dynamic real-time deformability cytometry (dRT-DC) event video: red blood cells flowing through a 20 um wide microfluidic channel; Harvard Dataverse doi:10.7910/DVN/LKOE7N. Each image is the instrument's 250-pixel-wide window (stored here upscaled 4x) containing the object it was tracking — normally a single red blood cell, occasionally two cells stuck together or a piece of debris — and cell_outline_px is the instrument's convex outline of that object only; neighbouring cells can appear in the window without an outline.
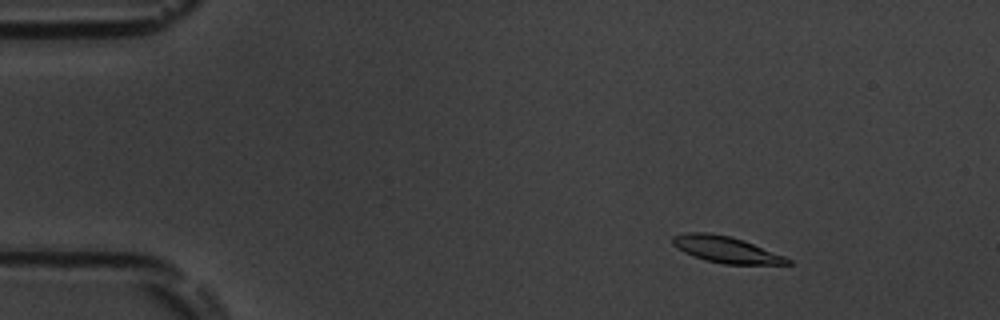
{"species": "common noctule bat (a hibernating species)", "species_latin": "Nyctalus noctula", "temperature_condition": "room temperature", "stored_images_in_passage": 54, "camera_frame_rate_fps": 3000, "um_per_image_px": 0.085, "animal": {"sex": "male", "body_mass_g": 19.5, "forearm_length_mm": 54.6}, "frame": {"image": 1, "passage_image": 7, "time_ms": 2.0, "image_size_px": [1000, 320], "cell_outline_px": [[792, 264], [724, 264], [704, 260], [692, 256], [676, 248], [672, 244], [672, 236], [688, 232], [708, 232], [728, 236], [744, 240], [784, 256], [792, 260]], "centroid_in_image_um": [61.68, 21.21], "position_along_channel_um": 23.3, "area_um2": 17.69}}
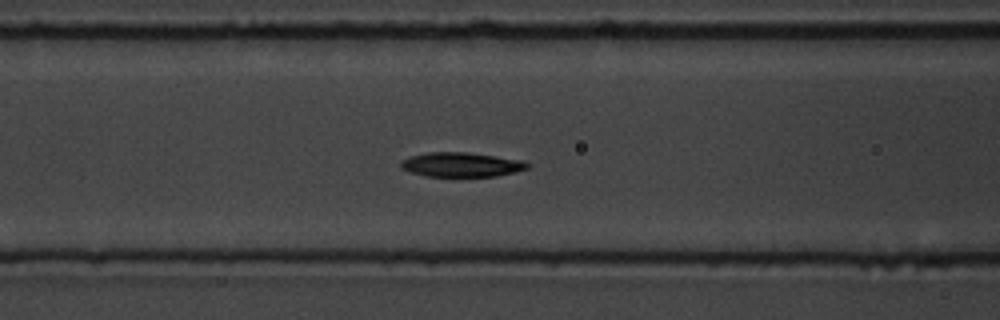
{"frame": {"image": 2, "passage_image": 22, "time_ms": 7.0, "image_size_px": [1000, 320], "cell_outline_px": [[528, 168], [496, 176], [428, 176], [412, 172], [400, 168], [400, 164], [408, 156], [428, 152], [468, 152], [524, 160], [528, 164]], "centroid_in_image_um": [39.2, 13.98], "position_along_channel_um": 127.4, "area_um2": 17.86}}
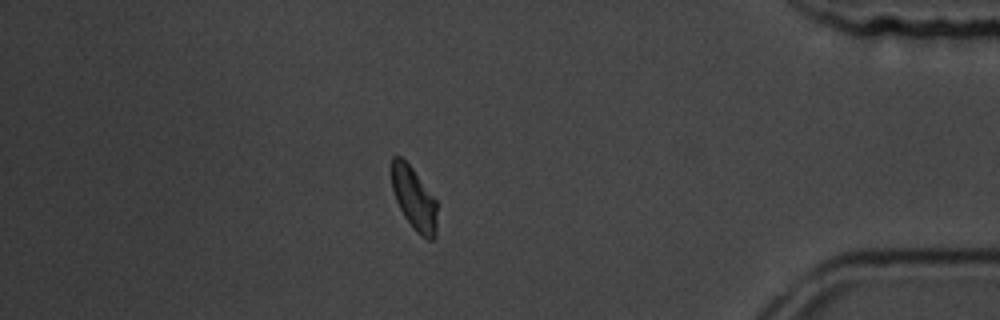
{"frame": {"image": 3, "passage_image": 47, "time_ms": 15.333, "image_size_px": [1000, 320], "cell_outline_px": [[436, 236], [432, 240], [428, 240], [420, 236], [416, 232], [404, 216], [396, 200], [392, 188], [392, 156], [400, 156], [412, 168], [436, 200]], "centroid_in_image_um": [35.19, 16.91], "position_along_channel_um": 400.0, "area_um2": 16.42}, "authors_computed_cell_mechanics": {"area_um2": 17.9469, "velocity_mm_per_s": 3.7279, "shape_relaxation_time_tau1_ms": 2.8671, "shape_relaxation_time_tau2_ms": 4.7619, "deformation_change_tau1": 0.1374, "deformation_change_tau2": 0.0707}}